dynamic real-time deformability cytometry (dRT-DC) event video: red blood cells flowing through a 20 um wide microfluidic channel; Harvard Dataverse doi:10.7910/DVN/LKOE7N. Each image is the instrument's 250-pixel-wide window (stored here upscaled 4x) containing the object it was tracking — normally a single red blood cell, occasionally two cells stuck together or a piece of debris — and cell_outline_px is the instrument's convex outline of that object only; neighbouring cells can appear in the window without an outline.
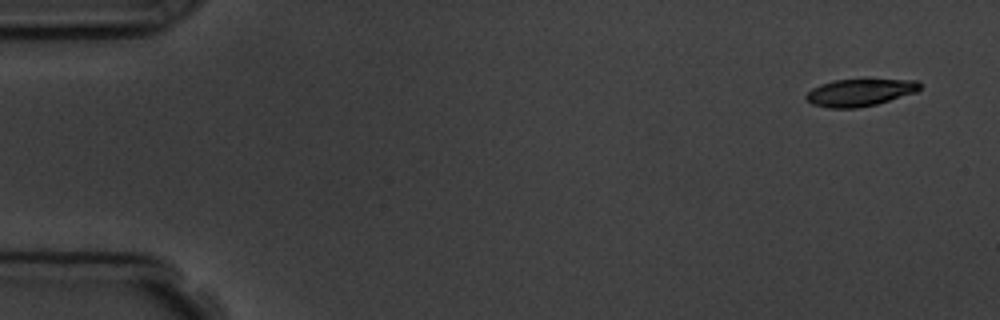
{"species": "common noctule bat (a hibernating species)", "species_latin": "Nyctalus noctula", "temperature_condition": "room temperature", "stored_images_in_passage": 4, "camera_frame_rate_fps": 3000, "um_per_image_px": 0.085, "animal": {"sex": "male", "body_mass_g": 19.5, "forearm_length_mm": 54.6}, "frame": {"image": 1, "passage_image": 1, "time_ms": 0.0, "image_size_px": [1000, 320], "cell_outline_px": [[920, 88], [916, 92], [876, 104], [856, 108], [828, 108], [812, 104], [804, 96], [812, 88], [820, 84], [832, 80], [916, 80], [920, 84]], "centroid_in_image_um": [73.04, 7.87], "position_along_channel_um": 12.0, "area_um2": 17.8}}
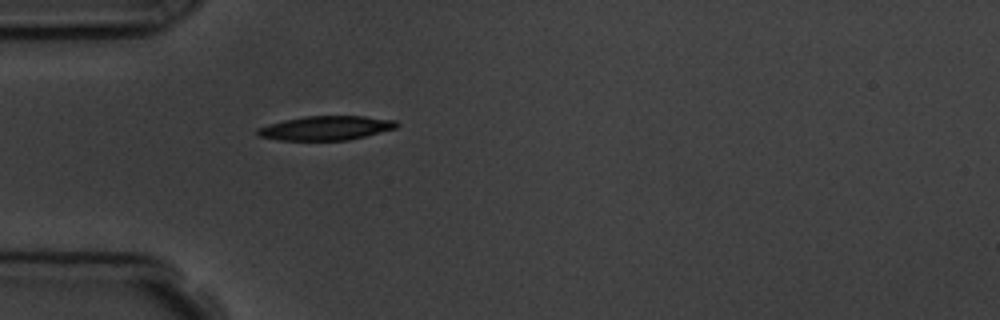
{"frame": {"image": 2, "passage_image": 4, "time_ms": 4.333, "image_size_px": [1000, 320], "cell_outline_px": [[400, 124], [396, 128], [348, 140], [280, 140], [260, 136], [256, 132], [256, 128], [268, 124], [284, 120], [304, 116], [364, 116], [396, 120]], "centroid_in_image_um": [27.7, 10.87], "position_along_channel_um": 57.3, "area_um2": 19.54}}